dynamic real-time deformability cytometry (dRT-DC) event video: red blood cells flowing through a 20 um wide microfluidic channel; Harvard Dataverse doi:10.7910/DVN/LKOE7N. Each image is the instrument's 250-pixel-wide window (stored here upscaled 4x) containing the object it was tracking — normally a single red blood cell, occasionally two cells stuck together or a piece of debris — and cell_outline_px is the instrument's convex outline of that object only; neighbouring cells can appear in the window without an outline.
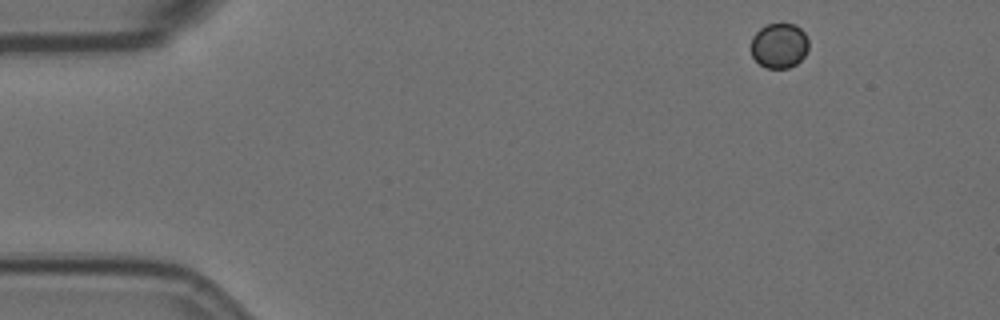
{"species": "Egyptian fruit bat (a non-hibernating species)", "species_latin": "Rousettus aegyptiacus", "temperature_condition": "room temperature", "stored_images_in_passage": 5, "camera_frame_rate_fps": 3000, "um_per_image_px": 0.085, "animal": {"sex": "female"}, "frame": {"image": 1, "passage_image": 1, "time_ms": 0.0, "image_size_px": [1000, 320], "cell_outline_px": [[808, 48], [804, 56], [796, 64], [788, 68], [768, 68], [760, 64], [752, 56], [752, 36], [760, 28], [768, 24], [796, 24], [804, 32], [808, 40]], "centroid_in_image_um": [66.24, 3.87], "position_along_channel_um": 18.8, "area_um2": 15.03}}
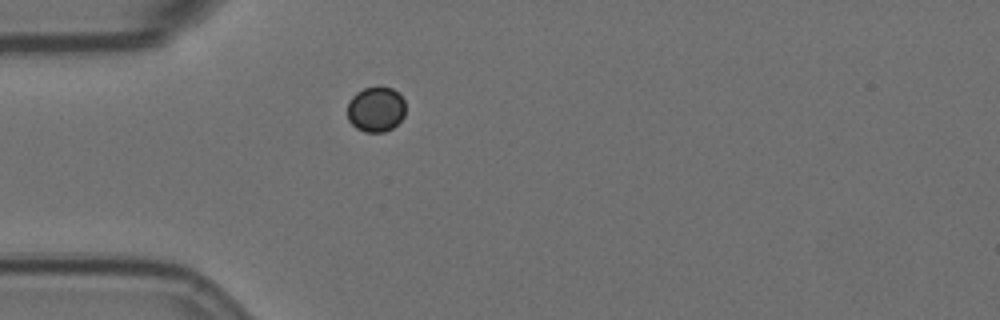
{"frame": {"image": 2, "passage_image": 3, "time_ms": 3.333, "image_size_px": [1000, 320], "cell_outline_px": [[404, 116], [392, 128], [384, 132], [364, 132], [356, 128], [348, 120], [348, 104], [352, 96], [356, 92], [364, 88], [392, 88], [404, 100]], "centroid_in_image_um": [31.93, 9.31], "position_along_channel_um": 53.1, "area_um2": 15.09}}
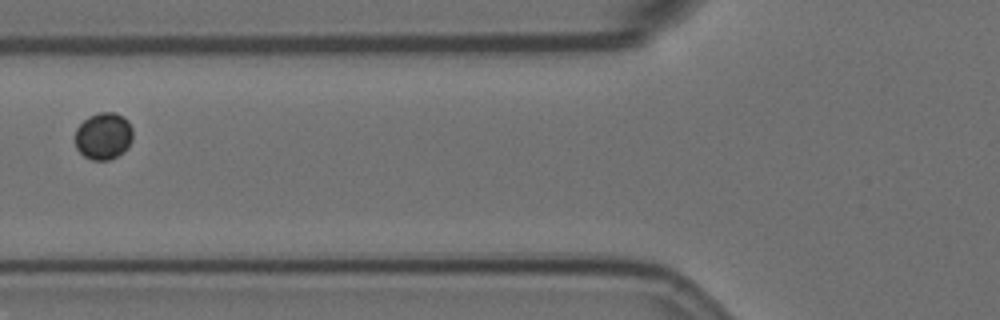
{"frame": {"image": 3, "passage_image": 5, "time_ms": 5.333, "image_size_px": [1000, 320], "cell_outline_px": [[132, 140], [124, 152], [108, 160], [92, 160], [84, 156], [76, 148], [76, 128], [88, 116], [100, 112], [116, 112], [124, 116], [128, 120], [132, 128]], "centroid_in_image_um": [8.81, 11.55], "position_along_channel_um": 117.0, "area_um2": 15.9}}